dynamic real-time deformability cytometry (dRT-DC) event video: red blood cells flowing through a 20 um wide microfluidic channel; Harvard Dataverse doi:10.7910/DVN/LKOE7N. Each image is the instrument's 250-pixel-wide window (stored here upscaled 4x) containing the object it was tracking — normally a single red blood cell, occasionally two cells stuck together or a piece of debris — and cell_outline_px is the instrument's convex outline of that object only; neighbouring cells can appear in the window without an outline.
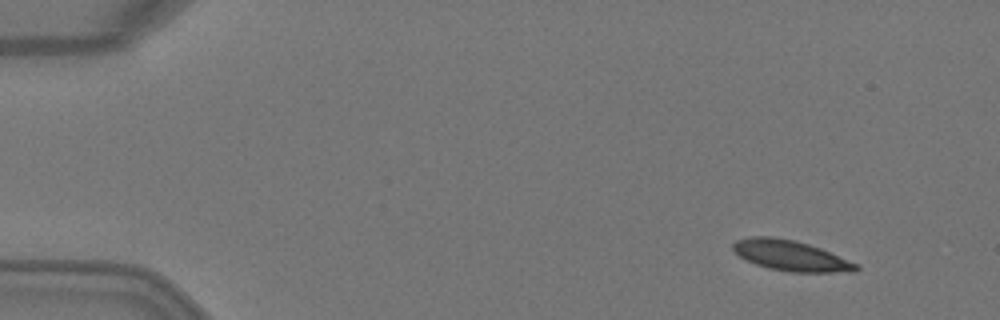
{"species": "Egyptian fruit bat (a non-hibernating species)", "species_latin": "Rousettus aegyptiacus", "temperature_condition": "warm", "stored_images_in_passage": 4, "camera_frame_rate_fps": 3000, "um_per_image_px": 0.085, "animal": {"sex": "female"}, "frame": {"image": 1, "passage_image": 1, "time_ms": 0.0, "image_size_px": [1000, 320], "cell_outline_px": [[860, 268], [856, 272], [788, 272], [768, 268], [756, 264], [740, 256], [732, 248], [732, 244], [736, 240], [748, 236], [772, 236], [792, 240], [808, 244], [820, 248], [860, 264]], "centroid_in_image_um": [67.24, 21.73], "position_along_channel_um": 17.8, "area_um2": 21.91}}
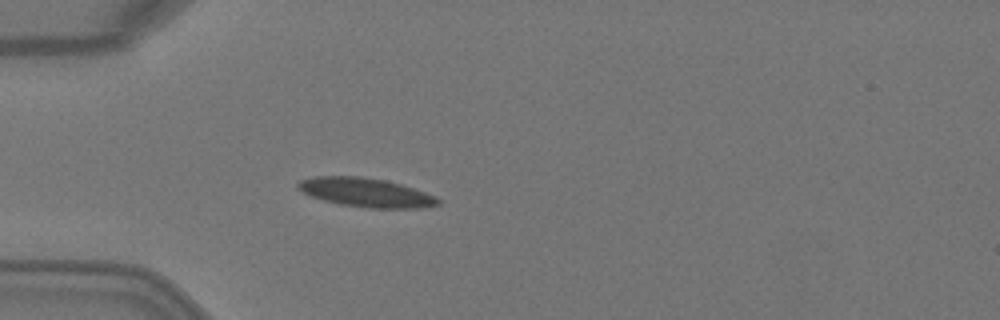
{"frame": {"image": 2, "passage_image": 4, "time_ms": 1.0, "image_size_px": [1000, 320], "cell_outline_px": [[440, 204], [424, 208], [368, 208], [340, 204], [324, 200], [312, 196], [296, 188], [296, 184], [300, 180], [316, 176], [360, 176], [384, 180], [400, 184], [436, 196], [440, 200]], "centroid_in_image_um": [31.11, 16.36], "position_along_channel_um": 53.9, "area_um2": 23.52}}